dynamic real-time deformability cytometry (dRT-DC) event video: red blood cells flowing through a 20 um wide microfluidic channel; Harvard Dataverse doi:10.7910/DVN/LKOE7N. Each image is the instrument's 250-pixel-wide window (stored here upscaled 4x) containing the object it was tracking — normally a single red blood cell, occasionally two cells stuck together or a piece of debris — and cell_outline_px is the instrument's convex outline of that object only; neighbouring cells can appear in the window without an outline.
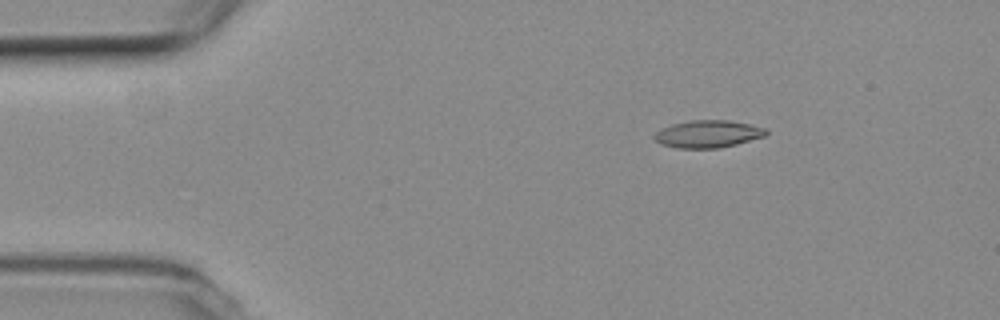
{"species": "common noctule bat (a hibernating species)", "species_latin": "Nyctalus noctula", "temperature_condition": "room temperature", "stored_images_in_passage": 55, "camera_frame_rate_fps": 3000, "um_per_image_px": 0.085, "animal": {"sex": "female", "body_mass_g": 19.3, "forearm_length_mm": 54.1}, "frame": {"image": 1, "passage_image": 9, "time_ms": 2.667, "image_size_px": [1000, 320], "cell_outline_px": [[768, 132], [764, 136], [736, 144], [720, 148], [676, 148], [660, 144], [652, 136], [660, 128], [672, 124], [692, 120], [728, 120], [748, 124], [764, 128]], "centroid_in_image_um": [60.12, 11.39], "position_along_channel_um": 24.9, "area_um2": 17.74}}
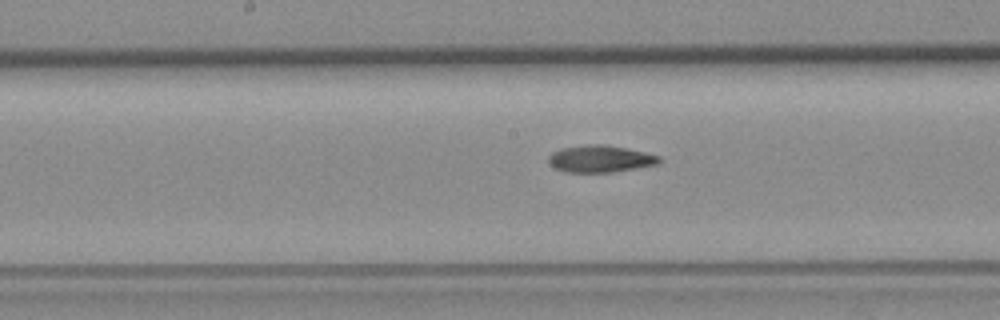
{"frame": {"image": 2, "passage_image": 28, "time_ms": 9.0, "image_size_px": [1000, 320], "cell_outline_px": [[660, 164], [612, 172], [564, 172], [556, 168], [548, 160], [548, 156], [552, 152], [560, 148], [588, 144], [604, 144], [628, 148], [660, 156]], "centroid_in_image_um": [51.03, 13.49], "position_along_channel_um": 197.2, "area_um2": 17.46}}
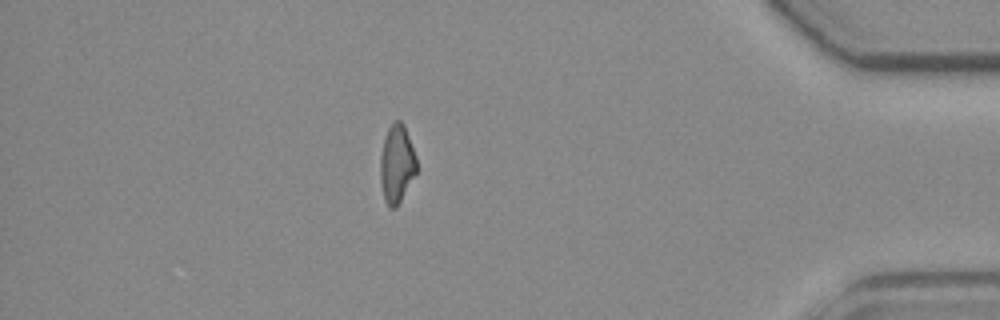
{"frame": {"image": 3, "passage_image": 48, "time_ms": 15.667, "image_size_px": [1000, 320], "cell_outline_px": [[416, 172], [396, 208], [388, 208], [384, 200], [380, 184], [380, 156], [384, 136], [388, 128], [396, 120], [400, 120], [404, 124], [416, 156]], "centroid_in_image_um": [33.7, 13.93], "position_along_channel_um": 401.5, "area_um2": 16.59}, "authors_computed_cell_mechanics": {"area_um2": 17.2244, "velocity_mm_per_s": 3.7581, "shape_relaxation_time_tau1_ms": 10.7316, "shape_relaxation_time_tau2_ms": 6.3912, "deformation_change_tau1": 0.2259, "deformation_change_tau2": 0.142}}